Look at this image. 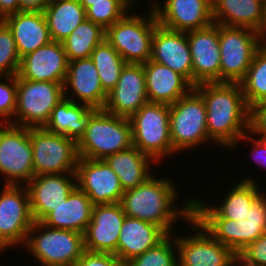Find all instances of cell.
<instances>
[{
    "mask_svg": "<svg viewBox=\"0 0 266 266\" xmlns=\"http://www.w3.org/2000/svg\"><path fill=\"white\" fill-rule=\"evenodd\" d=\"M206 106L207 133L211 142L229 150L250 132L251 109L239 83H201L194 87Z\"/></svg>",
    "mask_w": 266,
    "mask_h": 266,
    "instance_id": "cell-1",
    "label": "cell"
},
{
    "mask_svg": "<svg viewBox=\"0 0 266 266\" xmlns=\"http://www.w3.org/2000/svg\"><path fill=\"white\" fill-rule=\"evenodd\" d=\"M174 185L168 178L152 175L143 184L125 190L120 201L125 215L154 223L172 234L178 219L188 222L192 218V198L185 199L182 207L173 205L178 199Z\"/></svg>",
    "mask_w": 266,
    "mask_h": 266,
    "instance_id": "cell-2",
    "label": "cell"
},
{
    "mask_svg": "<svg viewBox=\"0 0 266 266\" xmlns=\"http://www.w3.org/2000/svg\"><path fill=\"white\" fill-rule=\"evenodd\" d=\"M132 146L130 119L96 109L89 116L85 133L77 142V151L80 158L105 160Z\"/></svg>",
    "mask_w": 266,
    "mask_h": 266,
    "instance_id": "cell-3",
    "label": "cell"
},
{
    "mask_svg": "<svg viewBox=\"0 0 266 266\" xmlns=\"http://www.w3.org/2000/svg\"><path fill=\"white\" fill-rule=\"evenodd\" d=\"M24 247L43 266H74L85 251L84 234L35 221Z\"/></svg>",
    "mask_w": 266,
    "mask_h": 266,
    "instance_id": "cell-4",
    "label": "cell"
},
{
    "mask_svg": "<svg viewBox=\"0 0 266 266\" xmlns=\"http://www.w3.org/2000/svg\"><path fill=\"white\" fill-rule=\"evenodd\" d=\"M132 144L155 163L175 155L170 138V106L147 102L132 117Z\"/></svg>",
    "mask_w": 266,
    "mask_h": 266,
    "instance_id": "cell-5",
    "label": "cell"
},
{
    "mask_svg": "<svg viewBox=\"0 0 266 266\" xmlns=\"http://www.w3.org/2000/svg\"><path fill=\"white\" fill-rule=\"evenodd\" d=\"M147 17L127 13L105 30V40L126 63L143 64L151 59L152 39L159 25L153 7Z\"/></svg>",
    "mask_w": 266,
    "mask_h": 266,
    "instance_id": "cell-6",
    "label": "cell"
},
{
    "mask_svg": "<svg viewBox=\"0 0 266 266\" xmlns=\"http://www.w3.org/2000/svg\"><path fill=\"white\" fill-rule=\"evenodd\" d=\"M64 83L17 79L16 109L12 125L44 127L54 107L64 98Z\"/></svg>",
    "mask_w": 266,
    "mask_h": 266,
    "instance_id": "cell-7",
    "label": "cell"
},
{
    "mask_svg": "<svg viewBox=\"0 0 266 266\" xmlns=\"http://www.w3.org/2000/svg\"><path fill=\"white\" fill-rule=\"evenodd\" d=\"M170 106V138L176 153L196 148L211 140L207 133V112L201 94L193 87Z\"/></svg>",
    "mask_w": 266,
    "mask_h": 266,
    "instance_id": "cell-8",
    "label": "cell"
},
{
    "mask_svg": "<svg viewBox=\"0 0 266 266\" xmlns=\"http://www.w3.org/2000/svg\"><path fill=\"white\" fill-rule=\"evenodd\" d=\"M265 41L266 38L253 29L219 24L220 82L239 83Z\"/></svg>",
    "mask_w": 266,
    "mask_h": 266,
    "instance_id": "cell-9",
    "label": "cell"
},
{
    "mask_svg": "<svg viewBox=\"0 0 266 266\" xmlns=\"http://www.w3.org/2000/svg\"><path fill=\"white\" fill-rule=\"evenodd\" d=\"M34 175L76 173L77 142L44 127L29 128Z\"/></svg>",
    "mask_w": 266,
    "mask_h": 266,
    "instance_id": "cell-10",
    "label": "cell"
},
{
    "mask_svg": "<svg viewBox=\"0 0 266 266\" xmlns=\"http://www.w3.org/2000/svg\"><path fill=\"white\" fill-rule=\"evenodd\" d=\"M192 218L214 239L230 248L236 255L266 233V223L221 218L209 203L201 199L192 198Z\"/></svg>",
    "mask_w": 266,
    "mask_h": 266,
    "instance_id": "cell-11",
    "label": "cell"
},
{
    "mask_svg": "<svg viewBox=\"0 0 266 266\" xmlns=\"http://www.w3.org/2000/svg\"><path fill=\"white\" fill-rule=\"evenodd\" d=\"M0 173L5 185H26L35 176L29 128L0 125Z\"/></svg>",
    "mask_w": 266,
    "mask_h": 266,
    "instance_id": "cell-12",
    "label": "cell"
},
{
    "mask_svg": "<svg viewBox=\"0 0 266 266\" xmlns=\"http://www.w3.org/2000/svg\"><path fill=\"white\" fill-rule=\"evenodd\" d=\"M0 194V250L24 245L34 224L26 185H3Z\"/></svg>",
    "mask_w": 266,
    "mask_h": 266,
    "instance_id": "cell-13",
    "label": "cell"
},
{
    "mask_svg": "<svg viewBox=\"0 0 266 266\" xmlns=\"http://www.w3.org/2000/svg\"><path fill=\"white\" fill-rule=\"evenodd\" d=\"M192 236L175 235L178 266H237V255L191 218Z\"/></svg>",
    "mask_w": 266,
    "mask_h": 266,
    "instance_id": "cell-14",
    "label": "cell"
},
{
    "mask_svg": "<svg viewBox=\"0 0 266 266\" xmlns=\"http://www.w3.org/2000/svg\"><path fill=\"white\" fill-rule=\"evenodd\" d=\"M186 33L192 56V86L220 82L219 24Z\"/></svg>",
    "mask_w": 266,
    "mask_h": 266,
    "instance_id": "cell-15",
    "label": "cell"
},
{
    "mask_svg": "<svg viewBox=\"0 0 266 266\" xmlns=\"http://www.w3.org/2000/svg\"><path fill=\"white\" fill-rule=\"evenodd\" d=\"M77 186L93 205L120 203L124 190L117 174L105 160L78 159Z\"/></svg>",
    "mask_w": 266,
    "mask_h": 266,
    "instance_id": "cell-16",
    "label": "cell"
},
{
    "mask_svg": "<svg viewBox=\"0 0 266 266\" xmlns=\"http://www.w3.org/2000/svg\"><path fill=\"white\" fill-rule=\"evenodd\" d=\"M153 2L158 24L169 30L188 32L214 23L212 0H165L163 6Z\"/></svg>",
    "mask_w": 266,
    "mask_h": 266,
    "instance_id": "cell-17",
    "label": "cell"
},
{
    "mask_svg": "<svg viewBox=\"0 0 266 266\" xmlns=\"http://www.w3.org/2000/svg\"><path fill=\"white\" fill-rule=\"evenodd\" d=\"M146 93L143 64L127 63L116 86L107 94L103 110L119 117H132L145 103Z\"/></svg>",
    "mask_w": 266,
    "mask_h": 266,
    "instance_id": "cell-18",
    "label": "cell"
},
{
    "mask_svg": "<svg viewBox=\"0 0 266 266\" xmlns=\"http://www.w3.org/2000/svg\"><path fill=\"white\" fill-rule=\"evenodd\" d=\"M125 217L120 203L94 205L84 233L85 250L115 254Z\"/></svg>",
    "mask_w": 266,
    "mask_h": 266,
    "instance_id": "cell-19",
    "label": "cell"
},
{
    "mask_svg": "<svg viewBox=\"0 0 266 266\" xmlns=\"http://www.w3.org/2000/svg\"><path fill=\"white\" fill-rule=\"evenodd\" d=\"M76 186V173L34 176L26 184L34 221H42L54 208L67 199Z\"/></svg>",
    "mask_w": 266,
    "mask_h": 266,
    "instance_id": "cell-20",
    "label": "cell"
},
{
    "mask_svg": "<svg viewBox=\"0 0 266 266\" xmlns=\"http://www.w3.org/2000/svg\"><path fill=\"white\" fill-rule=\"evenodd\" d=\"M63 88L64 98L68 100L88 105L94 109L104 108L107 93L102 88L98 70L91 58L69 61ZM69 90L72 91L71 95L73 96L69 97L67 92Z\"/></svg>",
    "mask_w": 266,
    "mask_h": 266,
    "instance_id": "cell-21",
    "label": "cell"
},
{
    "mask_svg": "<svg viewBox=\"0 0 266 266\" xmlns=\"http://www.w3.org/2000/svg\"><path fill=\"white\" fill-rule=\"evenodd\" d=\"M68 63L62 42L51 41L21 58L17 79L64 83Z\"/></svg>",
    "mask_w": 266,
    "mask_h": 266,
    "instance_id": "cell-22",
    "label": "cell"
},
{
    "mask_svg": "<svg viewBox=\"0 0 266 266\" xmlns=\"http://www.w3.org/2000/svg\"><path fill=\"white\" fill-rule=\"evenodd\" d=\"M150 60L181 74L192 85V56L186 32L158 25L152 39Z\"/></svg>",
    "mask_w": 266,
    "mask_h": 266,
    "instance_id": "cell-23",
    "label": "cell"
},
{
    "mask_svg": "<svg viewBox=\"0 0 266 266\" xmlns=\"http://www.w3.org/2000/svg\"><path fill=\"white\" fill-rule=\"evenodd\" d=\"M215 24L253 29L266 38L264 0H212Z\"/></svg>",
    "mask_w": 266,
    "mask_h": 266,
    "instance_id": "cell-24",
    "label": "cell"
},
{
    "mask_svg": "<svg viewBox=\"0 0 266 266\" xmlns=\"http://www.w3.org/2000/svg\"><path fill=\"white\" fill-rule=\"evenodd\" d=\"M143 67L149 102L171 105L193 88L181 74L165 65L148 60Z\"/></svg>",
    "mask_w": 266,
    "mask_h": 266,
    "instance_id": "cell-25",
    "label": "cell"
},
{
    "mask_svg": "<svg viewBox=\"0 0 266 266\" xmlns=\"http://www.w3.org/2000/svg\"><path fill=\"white\" fill-rule=\"evenodd\" d=\"M168 234L158 225L126 216L114 254L124 263L155 247Z\"/></svg>",
    "mask_w": 266,
    "mask_h": 266,
    "instance_id": "cell-26",
    "label": "cell"
},
{
    "mask_svg": "<svg viewBox=\"0 0 266 266\" xmlns=\"http://www.w3.org/2000/svg\"><path fill=\"white\" fill-rule=\"evenodd\" d=\"M2 21L13 34L20 58L52 41L43 12L19 11Z\"/></svg>",
    "mask_w": 266,
    "mask_h": 266,
    "instance_id": "cell-27",
    "label": "cell"
},
{
    "mask_svg": "<svg viewBox=\"0 0 266 266\" xmlns=\"http://www.w3.org/2000/svg\"><path fill=\"white\" fill-rule=\"evenodd\" d=\"M93 207L87 194L76 186L67 199L41 222L51 228L73 230L84 234L91 221Z\"/></svg>",
    "mask_w": 266,
    "mask_h": 266,
    "instance_id": "cell-28",
    "label": "cell"
},
{
    "mask_svg": "<svg viewBox=\"0 0 266 266\" xmlns=\"http://www.w3.org/2000/svg\"><path fill=\"white\" fill-rule=\"evenodd\" d=\"M105 161L117 174L122 189L129 190L143 184L150 176L151 164L154 160L148 155L132 146L129 149L119 151L108 156Z\"/></svg>",
    "mask_w": 266,
    "mask_h": 266,
    "instance_id": "cell-29",
    "label": "cell"
},
{
    "mask_svg": "<svg viewBox=\"0 0 266 266\" xmlns=\"http://www.w3.org/2000/svg\"><path fill=\"white\" fill-rule=\"evenodd\" d=\"M95 110L88 105L63 98L54 107L44 128L51 133L64 135L78 142L85 133L89 116Z\"/></svg>",
    "mask_w": 266,
    "mask_h": 266,
    "instance_id": "cell-30",
    "label": "cell"
},
{
    "mask_svg": "<svg viewBox=\"0 0 266 266\" xmlns=\"http://www.w3.org/2000/svg\"><path fill=\"white\" fill-rule=\"evenodd\" d=\"M52 41L62 42L86 19L78 0H52L43 11Z\"/></svg>",
    "mask_w": 266,
    "mask_h": 266,
    "instance_id": "cell-31",
    "label": "cell"
},
{
    "mask_svg": "<svg viewBox=\"0 0 266 266\" xmlns=\"http://www.w3.org/2000/svg\"><path fill=\"white\" fill-rule=\"evenodd\" d=\"M231 188L222 202L210 207L221 217L230 220L246 219L253 201L262 193L255 178L245 177ZM225 197V198H224Z\"/></svg>",
    "mask_w": 266,
    "mask_h": 266,
    "instance_id": "cell-32",
    "label": "cell"
},
{
    "mask_svg": "<svg viewBox=\"0 0 266 266\" xmlns=\"http://www.w3.org/2000/svg\"><path fill=\"white\" fill-rule=\"evenodd\" d=\"M105 39V30L98 24L85 19L63 41L68 61L90 58L92 51Z\"/></svg>",
    "mask_w": 266,
    "mask_h": 266,
    "instance_id": "cell-33",
    "label": "cell"
},
{
    "mask_svg": "<svg viewBox=\"0 0 266 266\" xmlns=\"http://www.w3.org/2000/svg\"><path fill=\"white\" fill-rule=\"evenodd\" d=\"M90 58L98 70L102 88L108 94L116 86L127 63L105 39L92 51Z\"/></svg>",
    "mask_w": 266,
    "mask_h": 266,
    "instance_id": "cell-34",
    "label": "cell"
},
{
    "mask_svg": "<svg viewBox=\"0 0 266 266\" xmlns=\"http://www.w3.org/2000/svg\"><path fill=\"white\" fill-rule=\"evenodd\" d=\"M239 84L250 109L266 98V41L255 52L252 63Z\"/></svg>",
    "mask_w": 266,
    "mask_h": 266,
    "instance_id": "cell-35",
    "label": "cell"
},
{
    "mask_svg": "<svg viewBox=\"0 0 266 266\" xmlns=\"http://www.w3.org/2000/svg\"><path fill=\"white\" fill-rule=\"evenodd\" d=\"M175 236L168 234L155 247L133 257L126 266H178Z\"/></svg>",
    "mask_w": 266,
    "mask_h": 266,
    "instance_id": "cell-36",
    "label": "cell"
},
{
    "mask_svg": "<svg viewBox=\"0 0 266 266\" xmlns=\"http://www.w3.org/2000/svg\"><path fill=\"white\" fill-rule=\"evenodd\" d=\"M135 0H108L91 3L86 12V19L100 25L104 30L123 18L135 4Z\"/></svg>",
    "mask_w": 266,
    "mask_h": 266,
    "instance_id": "cell-37",
    "label": "cell"
},
{
    "mask_svg": "<svg viewBox=\"0 0 266 266\" xmlns=\"http://www.w3.org/2000/svg\"><path fill=\"white\" fill-rule=\"evenodd\" d=\"M21 58L16 42L8 26L0 20V76L18 74Z\"/></svg>",
    "mask_w": 266,
    "mask_h": 266,
    "instance_id": "cell-38",
    "label": "cell"
},
{
    "mask_svg": "<svg viewBox=\"0 0 266 266\" xmlns=\"http://www.w3.org/2000/svg\"><path fill=\"white\" fill-rule=\"evenodd\" d=\"M1 78L5 81H0V125H9L16 109L17 75Z\"/></svg>",
    "mask_w": 266,
    "mask_h": 266,
    "instance_id": "cell-39",
    "label": "cell"
},
{
    "mask_svg": "<svg viewBox=\"0 0 266 266\" xmlns=\"http://www.w3.org/2000/svg\"><path fill=\"white\" fill-rule=\"evenodd\" d=\"M237 266H266V233L237 254Z\"/></svg>",
    "mask_w": 266,
    "mask_h": 266,
    "instance_id": "cell-40",
    "label": "cell"
},
{
    "mask_svg": "<svg viewBox=\"0 0 266 266\" xmlns=\"http://www.w3.org/2000/svg\"><path fill=\"white\" fill-rule=\"evenodd\" d=\"M74 266H126L114 254L85 250Z\"/></svg>",
    "mask_w": 266,
    "mask_h": 266,
    "instance_id": "cell-41",
    "label": "cell"
},
{
    "mask_svg": "<svg viewBox=\"0 0 266 266\" xmlns=\"http://www.w3.org/2000/svg\"><path fill=\"white\" fill-rule=\"evenodd\" d=\"M248 133L249 134L251 133V134L249 135ZM254 137L255 135L254 133L252 134V131L245 133L243 136H241L237 140V142L231 148V150L238 146L237 144L239 141L244 143L246 140H248L249 143L251 142L252 144L251 145L252 153L250 156L253 158V160H255V163H257L259 166L261 165L263 169V168H266V138H262V137L254 138Z\"/></svg>",
    "mask_w": 266,
    "mask_h": 266,
    "instance_id": "cell-42",
    "label": "cell"
},
{
    "mask_svg": "<svg viewBox=\"0 0 266 266\" xmlns=\"http://www.w3.org/2000/svg\"><path fill=\"white\" fill-rule=\"evenodd\" d=\"M250 131L257 137L266 138V104H256L251 108Z\"/></svg>",
    "mask_w": 266,
    "mask_h": 266,
    "instance_id": "cell-43",
    "label": "cell"
},
{
    "mask_svg": "<svg viewBox=\"0 0 266 266\" xmlns=\"http://www.w3.org/2000/svg\"><path fill=\"white\" fill-rule=\"evenodd\" d=\"M246 220L252 223H266V193L263 190L250 206Z\"/></svg>",
    "mask_w": 266,
    "mask_h": 266,
    "instance_id": "cell-44",
    "label": "cell"
},
{
    "mask_svg": "<svg viewBox=\"0 0 266 266\" xmlns=\"http://www.w3.org/2000/svg\"><path fill=\"white\" fill-rule=\"evenodd\" d=\"M52 0H19V11L43 12Z\"/></svg>",
    "mask_w": 266,
    "mask_h": 266,
    "instance_id": "cell-45",
    "label": "cell"
},
{
    "mask_svg": "<svg viewBox=\"0 0 266 266\" xmlns=\"http://www.w3.org/2000/svg\"><path fill=\"white\" fill-rule=\"evenodd\" d=\"M19 12V0H0V20Z\"/></svg>",
    "mask_w": 266,
    "mask_h": 266,
    "instance_id": "cell-46",
    "label": "cell"
},
{
    "mask_svg": "<svg viewBox=\"0 0 266 266\" xmlns=\"http://www.w3.org/2000/svg\"><path fill=\"white\" fill-rule=\"evenodd\" d=\"M78 1L85 10L91 6V3L108 2V0H78Z\"/></svg>",
    "mask_w": 266,
    "mask_h": 266,
    "instance_id": "cell-47",
    "label": "cell"
},
{
    "mask_svg": "<svg viewBox=\"0 0 266 266\" xmlns=\"http://www.w3.org/2000/svg\"><path fill=\"white\" fill-rule=\"evenodd\" d=\"M264 8H265V21H266V0H264Z\"/></svg>",
    "mask_w": 266,
    "mask_h": 266,
    "instance_id": "cell-48",
    "label": "cell"
},
{
    "mask_svg": "<svg viewBox=\"0 0 266 266\" xmlns=\"http://www.w3.org/2000/svg\"><path fill=\"white\" fill-rule=\"evenodd\" d=\"M257 104H266V98L262 102H259Z\"/></svg>",
    "mask_w": 266,
    "mask_h": 266,
    "instance_id": "cell-49",
    "label": "cell"
}]
</instances>
